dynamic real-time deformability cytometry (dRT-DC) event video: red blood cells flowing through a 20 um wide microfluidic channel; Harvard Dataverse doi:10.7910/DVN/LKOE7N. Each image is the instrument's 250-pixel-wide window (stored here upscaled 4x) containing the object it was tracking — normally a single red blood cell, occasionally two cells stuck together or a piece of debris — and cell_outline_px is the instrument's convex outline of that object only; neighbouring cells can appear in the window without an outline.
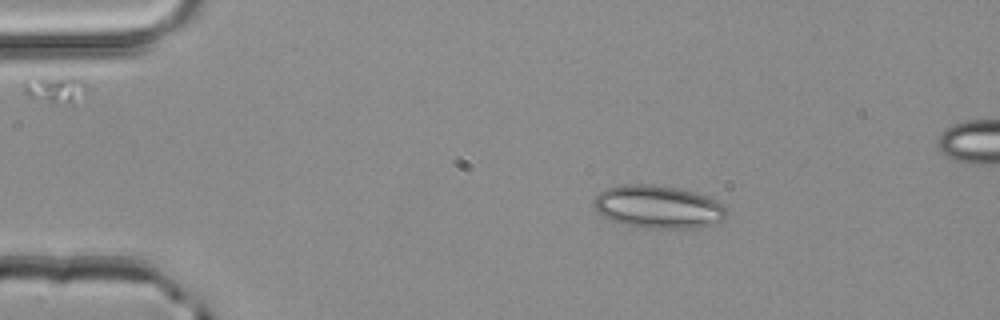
{"species": "common noctule bat (a hibernating species)", "species_latin": "Nyctalus noctula", "temperature_condition": "room temperature", "stored_images_in_passage": 3, "segment_of_instrument_passage": [1, 2], "camera_frame_rate_fps": 3000, "um_per_image_px": 0.085, "animal": {"sex": "male", "body_mass_g": 20.4}, "frame": {"image": 1, "passage_image": 1, "time_ms": 0.0, "image_size_px": [1000, 320], "cell_outline_px": [[728, 216], [724, 220], [692, 228], [648, 228], [624, 224], [600, 216], [592, 200], [600, 192], [608, 188], [620, 184], [652, 184], [680, 188], [712, 196], [724, 204], [728, 212]], "centroid_in_image_um": [55.99, 17.56], "position_along_channel_um": 29.0, "area_um2": 33.58}}